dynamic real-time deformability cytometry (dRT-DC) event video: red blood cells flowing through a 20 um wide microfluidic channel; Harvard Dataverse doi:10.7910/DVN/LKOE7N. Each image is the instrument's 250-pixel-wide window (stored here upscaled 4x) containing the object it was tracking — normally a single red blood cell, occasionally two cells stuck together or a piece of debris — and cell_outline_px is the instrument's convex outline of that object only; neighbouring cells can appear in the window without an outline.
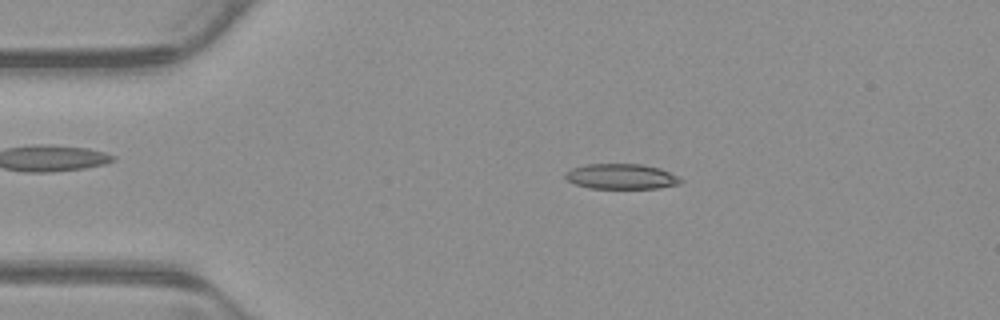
{"species": "common noctule bat (a hibernating species)", "species_latin": "Nyctalus noctula", "temperature_condition": "warm", "stored_images_in_passage": 52, "camera_frame_rate_fps": 3000, "um_per_image_px": 0.085, "animal": {"sex": "male", "body_mass_g": 23.1, "forearm_length_mm": 52.7}, "frame": {"image": 1, "passage_image": 10, "time_ms": 3.0, "image_size_px": [1000, 320], "cell_outline_px": [[684, 180], [680, 184], [660, 188], [588, 188], [576, 184], [568, 180], [564, 176], [564, 172], [572, 168], [588, 164], [640, 164], [660, 168], [680, 176]], "centroid_in_image_um": [52.85, 15.0], "position_along_channel_um": 32.2, "area_um2": 17.11}}
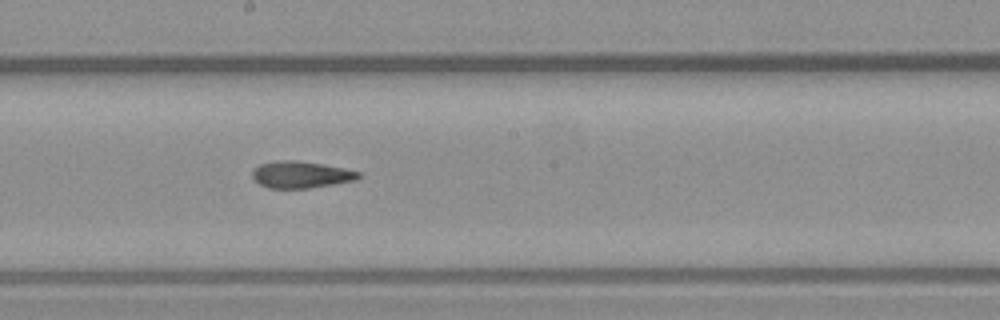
{"frame": {"image": 2, "passage_image": 28, "time_ms": 9.0, "image_size_px": [1000, 320], "cell_outline_px": [[360, 176], [356, 180], [308, 188], [268, 188], [260, 184], [252, 176], [252, 172], [260, 164], [280, 160], [296, 160], [344, 168], [360, 172]], "centroid_in_image_um": [25.58, 14.84], "position_along_channel_um": 222.6, "area_um2": 16.3}}
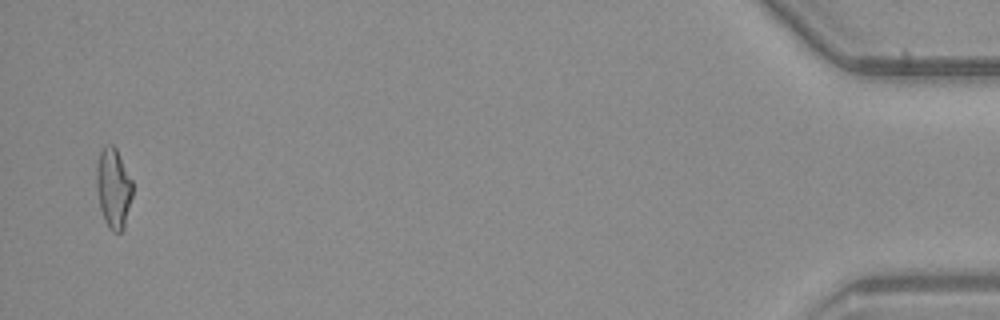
{"frame": {"image": 3, "passage_image": 51, "time_ms": 16.667, "image_size_px": [1000, 320], "cell_outline_px": [[132, 196], [124, 228], [120, 232], [112, 232], [108, 228], [104, 220], [100, 208], [96, 188], [96, 168], [100, 152], [104, 144], [112, 144], [116, 148], [132, 180]], "centroid_in_image_um": [9.63, 15.99], "position_along_channel_um": 425.6, "area_um2": 16.94}, "authors_computed_cell_mechanics": {"area_um2": 16.9354, "velocity_mm_per_s": 3.9003, "shape_relaxation_time_tau1_ms": 9.5452, "shape_relaxation_time_tau2_ms": 3.0125, "deformation_change_tau1": 0.2156, "deformation_change_tau2": 0.1088}}